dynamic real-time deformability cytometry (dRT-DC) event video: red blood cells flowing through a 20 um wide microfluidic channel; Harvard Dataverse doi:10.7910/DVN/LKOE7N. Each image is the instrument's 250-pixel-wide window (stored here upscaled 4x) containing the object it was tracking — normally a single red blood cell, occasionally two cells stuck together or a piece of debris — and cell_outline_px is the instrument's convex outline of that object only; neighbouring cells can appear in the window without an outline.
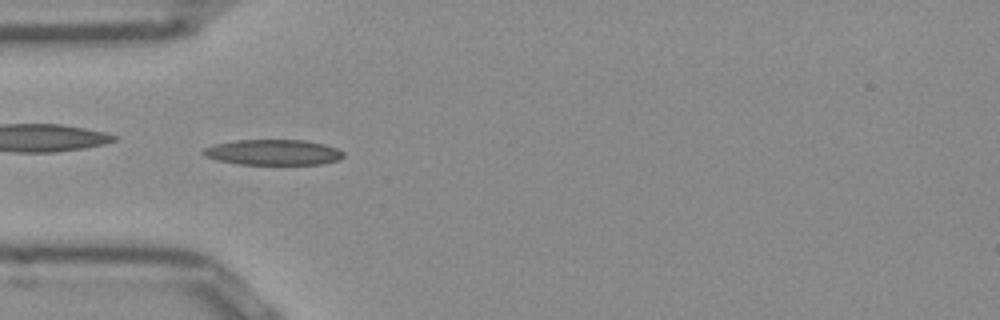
{"species": "Egyptian fruit bat (a non-hibernating species)", "species_latin": "Rousettus aegyptiacus", "temperature_condition": "room temperature", "stored_images_in_passage": 51, "camera_frame_rate_fps": 3000, "um_per_image_px": 0.085, "frame": {"image": 1, "passage_image": 15, "time_ms": 4.667, "image_size_px": [1000, 320], "cell_outline_px": [[344, 156], [340, 160], [320, 164], [240, 164], [216, 160], [204, 156], [200, 152], [204, 148], [216, 144], [236, 140], [304, 140], [324, 144], [336, 148], [344, 152]], "centroid_in_image_um": [23.22, 12.95], "position_along_channel_um": 61.8, "area_um2": 20.87}}
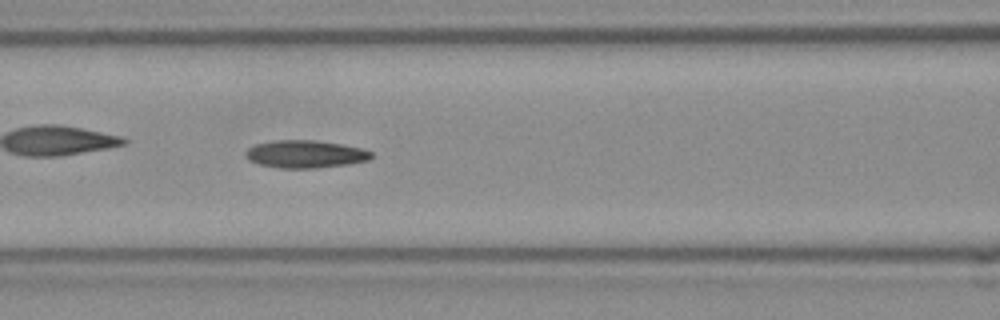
{"frame": {"image": 2, "passage_image": 21, "time_ms": 6.667, "image_size_px": [1000, 320], "cell_outline_px": [[372, 156], [368, 160], [348, 164], [316, 168], [280, 168], [260, 164], [248, 160], [244, 156], [244, 152], [248, 148], [256, 144], [272, 140], [316, 140], [364, 148], [372, 152]], "centroid_in_image_um": [25.93, 13.09], "position_along_channel_um": 140.7, "area_um2": 20.35}}
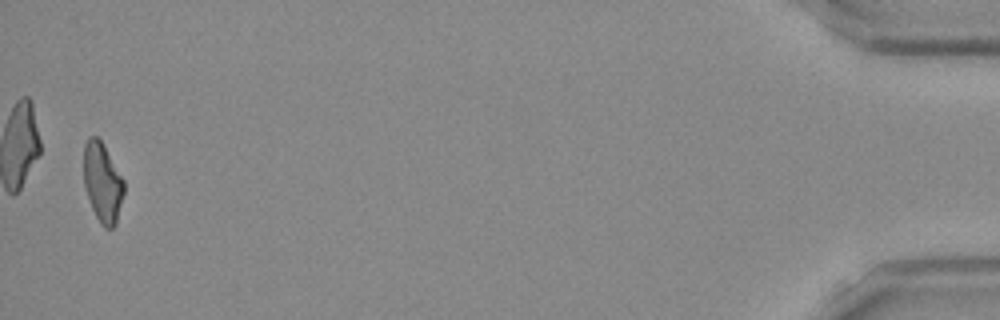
{"frame": {"image": 3, "passage_image": 50, "time_ms": 16.333, "image_size_px": [1000, 320], "cell_outline_px": [[124, 192], [116, 224], [112, 228], [104, 228], [100, 224], [92, 208], [84, 184], [84, 144], [88, 136], [96, 136], [100, 140], [124, 180]], "centroid_in_image_um": [8.71, 15.53], "position_along_channel_um": 426.5, "area_um2": 18.44}, "authors_computed_cell_mechanics": {"area_um2": 19.4786, "velocity_mm_per_s": 3.9393, "shape_relaxation_time_tau1_ms": null, "shape_relaxation_time_tau2_ms": 8.7137, "deformation_change_tau1": null, "deformation_change_tau2": 0.2179}}